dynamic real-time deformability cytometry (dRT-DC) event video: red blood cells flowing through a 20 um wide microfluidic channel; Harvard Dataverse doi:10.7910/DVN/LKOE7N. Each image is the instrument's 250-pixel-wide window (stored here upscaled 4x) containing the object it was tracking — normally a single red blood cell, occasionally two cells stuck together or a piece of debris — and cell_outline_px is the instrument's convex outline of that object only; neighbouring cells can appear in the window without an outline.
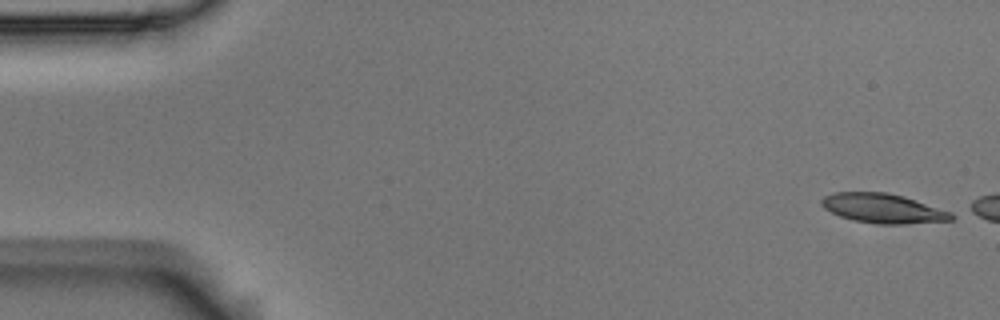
{"species": "Egyptian fruit bat (a non-hibernating species)", "species_latin": "Rousettus aegyptiacus", "temperature_condition": "room temperature", "stored_images_in_passage": 4, "camera_frame_rate_fps": 3000, "um_per_image_px": 0.085, "animal": {"sex": "male"}, "frame": {"image": 1, "passage_image": 1, "time_ms": 0.0, "image_size_px": [1000, 320], "cell_outline_px": [[956, 216], [952, 220], [904, 224], [876, 224], [852, 220], [840, 216], [824, 208], [820, 204], [820, 200], [824, 196], [836, 192], [888, 192], [904, 196], [952, 212]], "centroid_in_image_um": [75.06, 17.71], "position_along_channel_um": 9.9, "area_um2": 22.43}}